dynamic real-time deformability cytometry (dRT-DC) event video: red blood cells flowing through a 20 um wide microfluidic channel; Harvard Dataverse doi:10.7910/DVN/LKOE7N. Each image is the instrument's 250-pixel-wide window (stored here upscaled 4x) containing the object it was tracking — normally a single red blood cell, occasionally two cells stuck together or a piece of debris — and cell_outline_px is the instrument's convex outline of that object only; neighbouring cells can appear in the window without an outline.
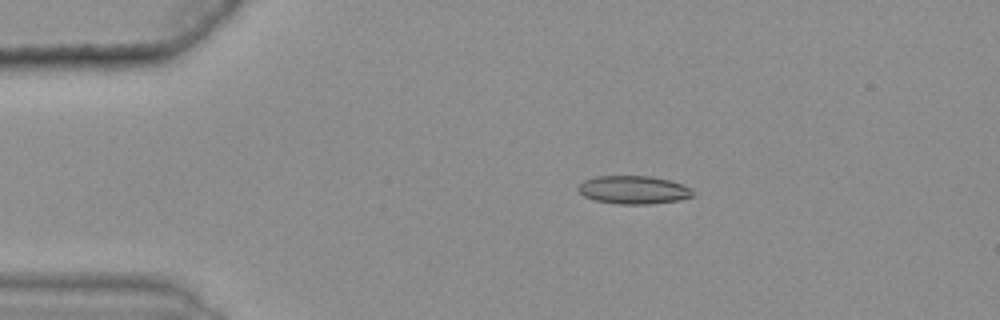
{"species": "common noctule bat (a hibernating species)", "species_latin": "Nyctalus noctula", "temperature_condition": "warm", "stored_images_in_passage": 46, "camera_frame_rate_fps": 3000, "um_per_image_px": 0.085, "animal": {"sex": "female", "body_mass_g": 25.1}, "frame": {"image": 1, "passage_image": 9, "time_ms": 2.667, "image_size_px": [1000, 320], "cell_outline_px": [[696, 196], [676, 200], [648, 204], [620, 204], [596, 200], [584, 196], [576, 188], [584, 180], [596, 176], [652, 176], [684, 184]], "centroid_in_image_um": [53.84, 16.13], "position_along_channel_um": 31.2, "area_um2": 18.67}}
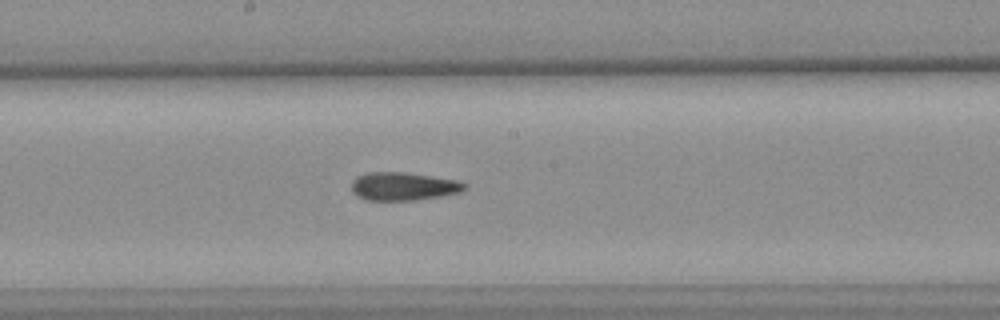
{"frame": {"image": 2, "passage_image": 28, "time_ms": 9.0, "image_size_px": [1000, 320], "cell_outline_px": [[468, 188], [460, 192], [440, 196], [416, 200], [364, 200], [356, 196], [352, 192], [352, 180], [356, 176], [368, 172], [404, 172], [456, 180], [468, 184]], "centroid_in_image_um": [34.26, 15.84], "position_along_channel_um": 213.9, "area_um2": 18.67}}
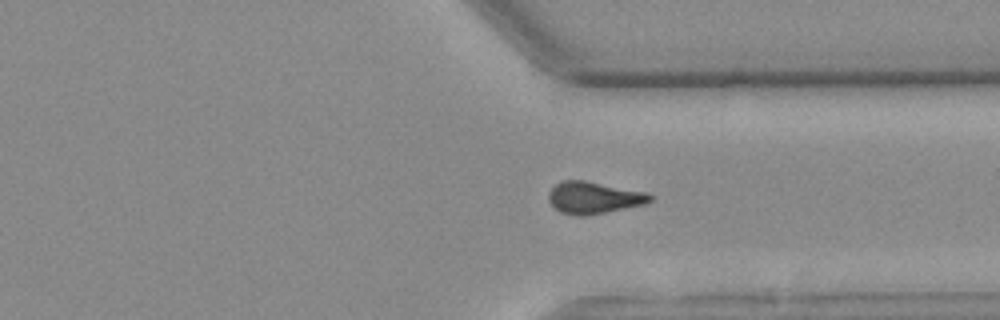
{"frame": {"image": 3, "passage_image": 40, "time_ms": 13.0, "image_size_px": [1000, 320], "cell_outline_px": [[652, 200], [644, 204], [584, 216], [576, 216], [560, 212], [548, 200], [548, 192], [560, 180], [584, 180], [648, 192], [652, 196]], "centroid_in_image_um": [50.45, 16.79], "position_along_channel_um": 360.9, "area_um2": 18.84}, "authors_computed_cell_mechanics": {"area_um2": 18.6116, "velocity_mm_per_s": 3.6691, "shape_relaxation_time_tau1_ms": null, "shape_relaxation_time_tau2_ms": 3.5069, "deformation_change_tau1": null, "deformation_change_tau2": 0.1021}}